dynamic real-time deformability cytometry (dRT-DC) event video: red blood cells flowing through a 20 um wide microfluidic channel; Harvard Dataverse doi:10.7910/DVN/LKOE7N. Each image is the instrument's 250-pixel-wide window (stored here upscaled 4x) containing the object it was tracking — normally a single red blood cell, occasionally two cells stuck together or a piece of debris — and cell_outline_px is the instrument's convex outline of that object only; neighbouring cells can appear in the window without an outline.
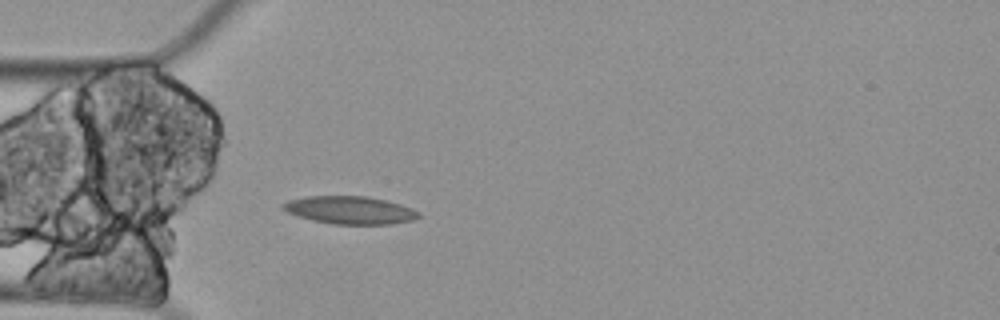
{"species": "Egyptian fruit bat (a non-hibernating species)", "species_latin": "Rousettus aegyptiacus", "temperature_condition": "cold", "stored_images_in_passage": 3, "camera_frame_rate_fps": 3000, "um_per_image_px": 0.085, "animal": {"sex": "female"}, "frame": {"image": 1, "passage_image": 3, "time_ms": 0.667, "image_size_px": [1000, 320], "cell_outline_px": [[420, 216], [412, 220], [392, 224], [332, 224], [312, 220], [296, 216], [280, 208], [280, 204], [288, 200], [308, 196], [368, 196], [400, 204], [412, 208], [420, 212]], "centroid_in_image_um": [29.71, 17.86], "position_along_channel_um": 55.3, "area_um2": 22.08}}